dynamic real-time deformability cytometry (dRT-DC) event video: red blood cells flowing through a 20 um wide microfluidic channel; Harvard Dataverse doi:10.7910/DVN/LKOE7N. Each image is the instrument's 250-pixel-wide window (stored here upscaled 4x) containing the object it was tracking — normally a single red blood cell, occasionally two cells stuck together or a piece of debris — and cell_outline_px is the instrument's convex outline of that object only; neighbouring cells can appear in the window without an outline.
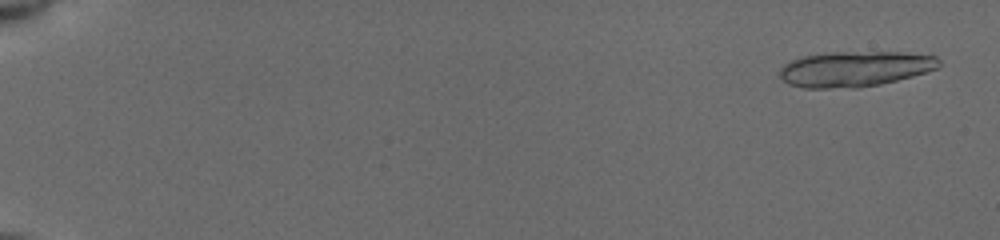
{"species": "common noctule bat (a hibernating species)", "species_latin": "Nyctalus noctula", "temperature_condition": "cold", "stored_images_in_passage": 32, "camera_frame_rate_fps": 3000, "um_per_image_px": 0.085, "animal": {"sex": "female", "body_mass_g": 19.5, "forearm_length_mm": 54.1}, "frame": {"image": 1, "passage_image": 4, "time_ms": 0.667, "image_size_px": [1000, 240], "cell_outline_px": [[940, 64], [936, 68], [912, 76], [880, 84], [856, 88], [804, 88], [788, 84], [780, 76], [780, 68], [788, 60], [800, 56], [824, 52], [900, 52], [936, 56], [940, 60]], "centroid_in_image_um": [72.6, 5.85], "position_along_channel_um": 12.4, "area_um2": 33.06}}